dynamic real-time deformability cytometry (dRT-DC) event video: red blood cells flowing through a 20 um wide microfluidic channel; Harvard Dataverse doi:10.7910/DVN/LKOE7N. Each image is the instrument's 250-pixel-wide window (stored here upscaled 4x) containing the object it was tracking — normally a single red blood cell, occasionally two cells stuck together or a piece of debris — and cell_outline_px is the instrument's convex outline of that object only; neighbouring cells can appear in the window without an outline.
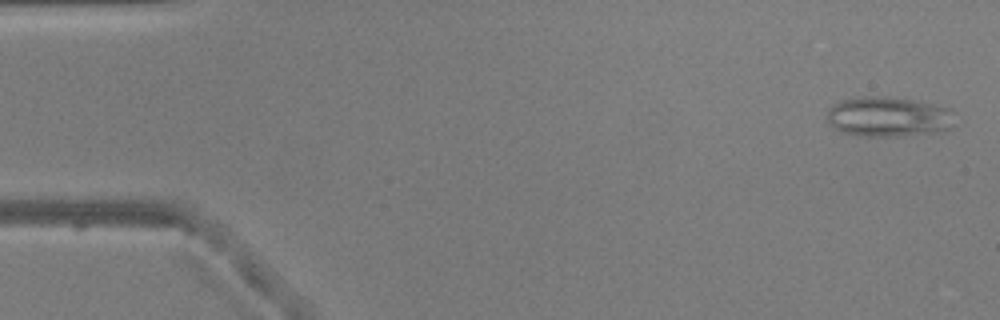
{"species": "common noctule bat (a hibernating species)", "species_latin": "Nyctalus noctula", "temperature_condition": "warm", "stored_images_in_passage": 52, "camera_frame_rate_fps": 3000, "um_per_image_px": 0.085, "animal": {"sex": "male", "body_mass_g": 20.5, "forearm_length_mm": 52.5}, "frame": {"image": 1, "passage_image": 2, "time_ms": 0.333, "image_size_px": [1000, 320], "cell_outline_px": [[952, 128], [936, 132], [900, 136], [864, 136], [844, 132], [828, 124], [824, 116], [828, 108], [832, 104], [840, 100], [864, 96], [884, 96], [912, 100], [948, 108], [952, 112]], "centroid_in_image_um": [75.43, 9.92], "position_along_channel_um": 9.6, "area_um2": 29.77}}
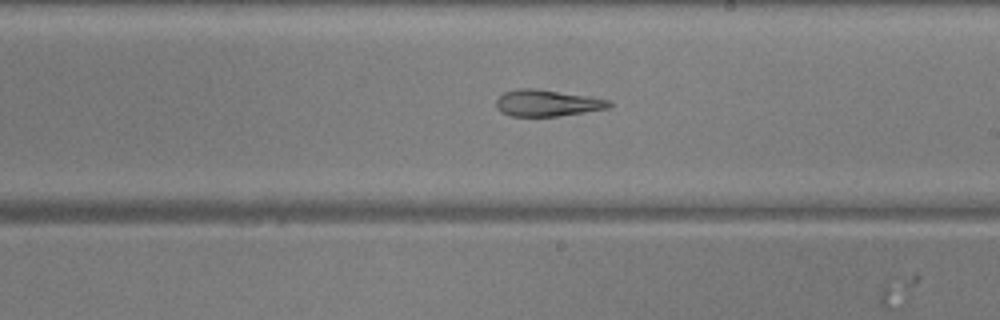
{"frame": {"image": 2, "passage_image": 30, "time_ms": 9.667, "image_size_px": [1000, 320], "cell_outline_px": [[612, 104], [608, 108], [560, 116], [508, 116], [500, 112], [496, 108], [496, 100], [504, 92], [516, 88], [532, 88], [588, 96], [608, 100]], "centroid_in_image_um": [46.44, 8.76], "position_along_channel_um": 242.6, "area_um2": 17.4}}
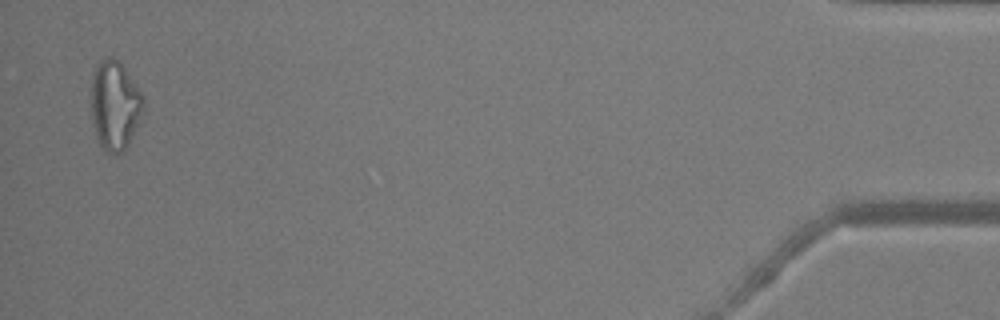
{"frame": {"image": 3, "passage_image": 51, "time_ms": 16.667, "image_size_px": [1000, 320], "cell_outline_px": [[144, 108], [128, 144], [120, 152], [104, 152], [96, 136], [92, 124], [92, 72], [96, 64], [100, 60], [108, 56], [112, 56], [120, 60], [144, 96]], "centroid_in_image_um": [9.75, 8.88], "position_along_channel_um": 425.4, "area_um2": 27.17}, "authors_computed_cell_mechanics": {"area_um2": 22.4842, "velocity_mm_per_s": 3.8776, "shape_relaxation_time_tau1_ms": null, "shape_relaxation_time_tau2_ms": 6.5831, "deformation_change_tau1": null, "deformation_change_tau2": 0.1936}}